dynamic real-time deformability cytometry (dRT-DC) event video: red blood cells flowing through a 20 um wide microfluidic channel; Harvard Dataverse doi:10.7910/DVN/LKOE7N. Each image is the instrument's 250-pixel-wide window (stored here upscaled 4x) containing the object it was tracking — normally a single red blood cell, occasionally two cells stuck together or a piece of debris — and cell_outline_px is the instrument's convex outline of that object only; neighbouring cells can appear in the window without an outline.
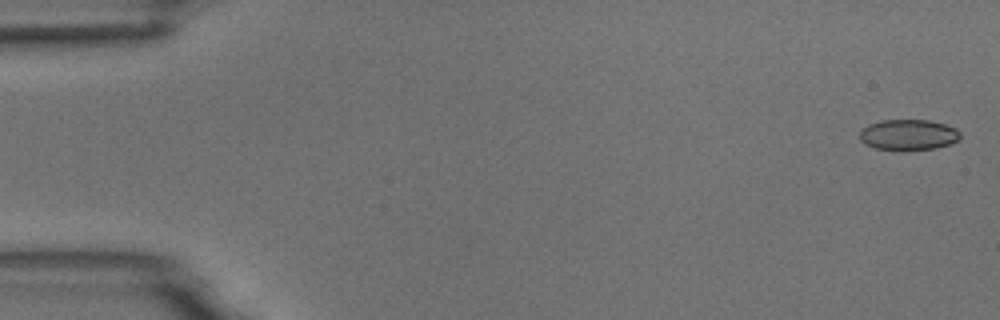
{"species": "common noctule bat (a hibernating species)", "species_latin": "Nyctalus noctula", "temperature_condition": "room temperature", "stored_images_in_passage": 5, "camera_frame_rate_fps": 3000, "um_per_image_px": 0.085, "animal": {"sex": "male", "body_mass_g": 18.8}, "frame": {"image": 1, "passage_image": 1, "time_ms": 0.0, "image_size_px": [1000, 320], "cell_outline_px": [[960, 136], [956, 140], [948, 144], [936, 148], [904, 152], [900, 152], [876, 148], [864, 144], [860, 140], [860, 132], [868, 124], [880, 120], [928, 120], [944, 124], [956, 128], [960, 132]], "centroid_in_image_um": [77.18, 11.48], "position_along_channel_um": 7.8, "area_um2": 18.32}}
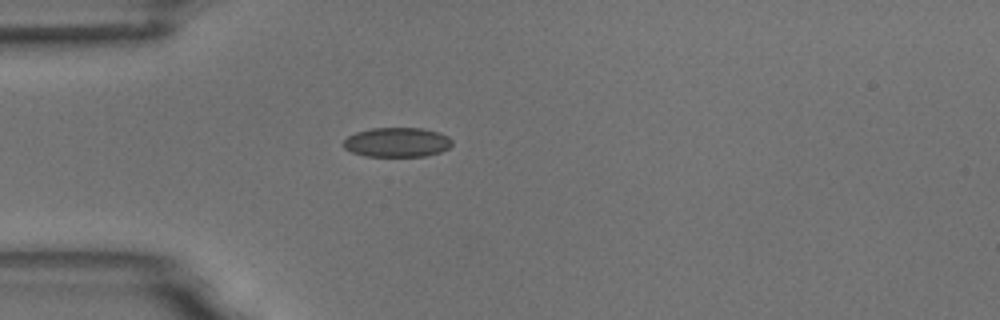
{"frame": {"image": 2, "passage_image": 5, "time_ms": 4.667, "image_size_px": [1000, 320], "cell_outline_px": [[452, 144], [448, 148], [440, 152], [424, 156], [364, 156], [352, 152], [344, 148], [344, 140], [348, 136], [356, 132], [372, 128], [424, 128], [440, 132], [448, 136], [452, 140]], "centroid_in_image_um": [33.76, 12.09], "position_along_channel_um": 51.2, "area_um2": 18.73}}